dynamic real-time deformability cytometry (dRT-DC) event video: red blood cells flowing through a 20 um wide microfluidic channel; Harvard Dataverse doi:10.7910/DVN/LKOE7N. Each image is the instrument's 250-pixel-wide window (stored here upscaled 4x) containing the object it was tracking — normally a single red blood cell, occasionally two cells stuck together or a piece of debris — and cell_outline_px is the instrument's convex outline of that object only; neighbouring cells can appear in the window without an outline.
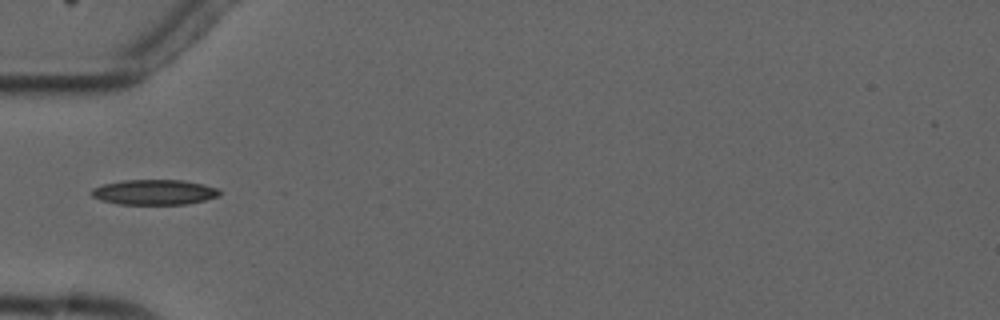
{"species": "common noctule bat (a hibernating species)", "species_latin": "Nyctalus noctula", "temperature_condition": "cold", "stored_images_in_passage": 7, "camera_frame_rate_fps": 3000, "um_per_image_px": 0.085, "animal": {"sex": "male", "forearm_length_mm": 52.5}, "frame": {"image": 1, "passage_image": 5, "time_ms": 4.667, "image_size_px": [1000, 320], "cell_outline_px": [[220, 196], [188, 204], [120, 204], [100, 200], [92, 196], [92, 188], [104, 184], [124, 180], [180, 180], [204, 184], [216, 188], [220, 192]], "centroid_in_image_um": [13.12, 16.33], "position_along_channel_um": 71.9, "area_um2": 18.67}}
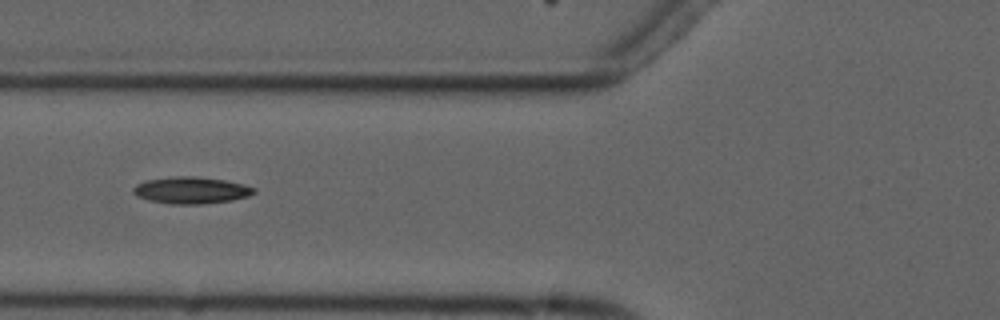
{"frame": {"image": 2, "passage_image": 6, "time_ms": 5.667, "image_size_px": [1000, 320], "cell_outline_px": [[256, 192], [248, 196], [232, 200], [200, 204], [172, 204], [148, 200], [136, 196], [132, 192], [132, 188], [136, 184], [144, 180], [172, 176], [196, 176], [224, 180], [244, 184], [256, 188]], "centroid_in_image_um": [16.22, 16.16], "position_along_channel_um": 109.6, "area_um2": 19.02}}
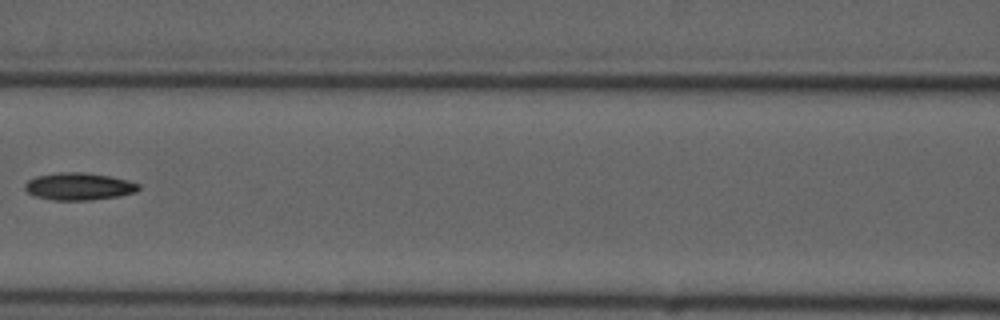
{"frame": {"image": 3, "passage_image": 7, "time_ms": 7.0, "image_size_px": [1000, 320], "cell_outline_px": [[140, 188], [136, 192], [120, 196], [88, 200], [52, 200], [36, 196], [28, 192], [24, 188], [24, 184], [28, 180], [36, 176], [60, 172], [84, 172], [112, 176], [128, 180], [140, 184]], "centroid_in_image_um": [6.73, 15.84], "position_along_channel_um": 159.9, "area_um2": 18.21}}